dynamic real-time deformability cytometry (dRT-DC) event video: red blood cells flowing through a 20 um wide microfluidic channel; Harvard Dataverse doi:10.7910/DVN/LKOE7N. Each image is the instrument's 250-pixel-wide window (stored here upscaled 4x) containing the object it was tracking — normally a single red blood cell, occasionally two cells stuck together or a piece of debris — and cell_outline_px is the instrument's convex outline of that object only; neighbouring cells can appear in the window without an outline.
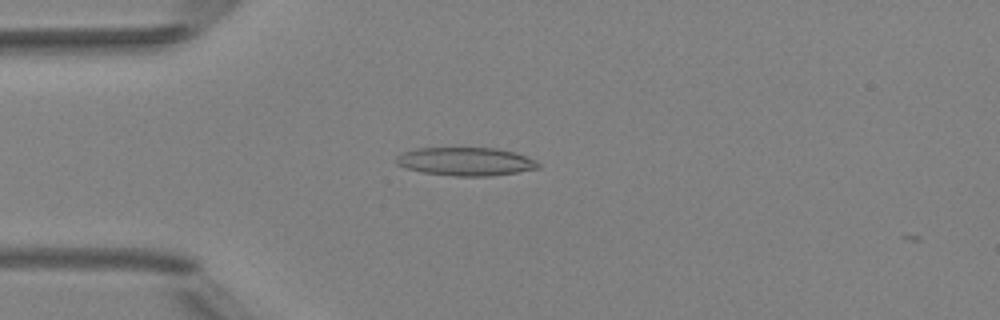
{"species": "Egyptian fruit bat (a non-hibernating species)", "species_latin": "Rousettus aegyptiacus", "temperature_condition": "room temperature", "stored_images_in_passage": 4, "camera_frame_rate_fps": 3000, "um_per_image_px": 0.085, "animal": {"sex": "female"}, "frame": {"image": 1, "passage_image": 3, "time_ms": 2.333, "image_size_px": [1000, 320], "cell_outline_px": [[540, 168], [492, 176], [452, 176], [424, 172], [404, 168], [396, 164], [396, 156], [404, 152], [416, 148], [496, 148], [516, 152], [536, 160], [540, 164]], "centroid_in_image_um": [39.59, 13.73], "position_along_channel_um": 45.4, "area_um2": 23.52}}